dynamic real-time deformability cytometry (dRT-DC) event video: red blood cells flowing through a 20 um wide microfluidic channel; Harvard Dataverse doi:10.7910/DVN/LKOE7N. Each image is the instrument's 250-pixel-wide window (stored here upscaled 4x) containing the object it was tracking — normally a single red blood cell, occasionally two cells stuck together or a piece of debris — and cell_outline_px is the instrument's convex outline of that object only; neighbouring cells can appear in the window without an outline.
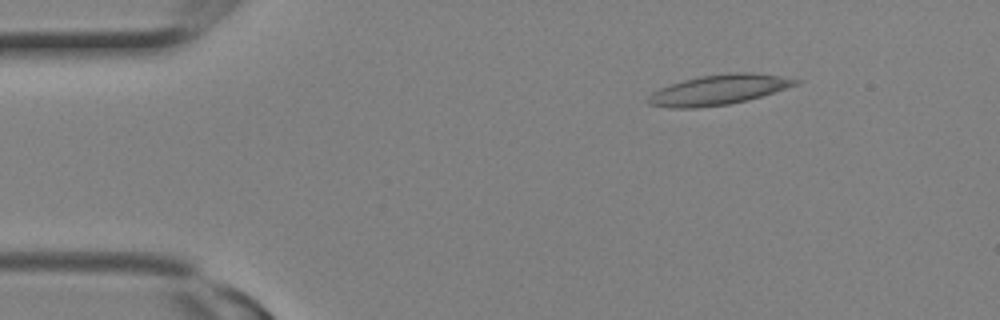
{"species": "Egyptian fruit bat (a non-hibernating species)", "species_latin": "Rousettus aegyptiacus", "temperature_condition": "room temperature", "stored_images_in_passage": 3, "camera_frame_rate_fps": 3000, "um_per_image_px": 0.085, "animal": {"sex": "female"}, "frame": {"image": 1, "passage_image": 1, "time_ms": 0.0, "image_size_px": [1000, 320], "cell_outline_px": [[800, 80], [796, 84], [748, 100], [728, 104], [696, 108], [672, 108], [648, 104], [648, 96], [652, 92], [660, 88], [684, 80], [700, 76], [728, 72], [752, 72], [780, 76]], "centroid_in_image_um": [61.04, 7.63], "position_along_channel_um": 24.0, "area_um2": 25.43}}
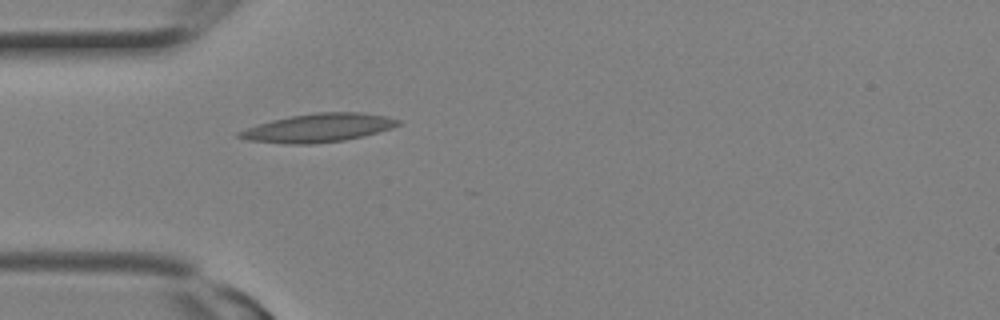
{"frame": {"image": 2, "passage_image": 2, "time_ms": 0.333, "image_size_px": [1000, 320], "cell_outline_px": [[400, 124], [392, 128], [364, 136], [344, 140], [312, 144], [288, 144], [248, 140], [236, 136], [236, 132], [272, 120], [312, 112], [360, 112], [384, 116], [400, 120]], "centroid_in_image_um": [27.06, 10.87], "position_along_channel_um": 57.9, "area_um2": 26.18}}